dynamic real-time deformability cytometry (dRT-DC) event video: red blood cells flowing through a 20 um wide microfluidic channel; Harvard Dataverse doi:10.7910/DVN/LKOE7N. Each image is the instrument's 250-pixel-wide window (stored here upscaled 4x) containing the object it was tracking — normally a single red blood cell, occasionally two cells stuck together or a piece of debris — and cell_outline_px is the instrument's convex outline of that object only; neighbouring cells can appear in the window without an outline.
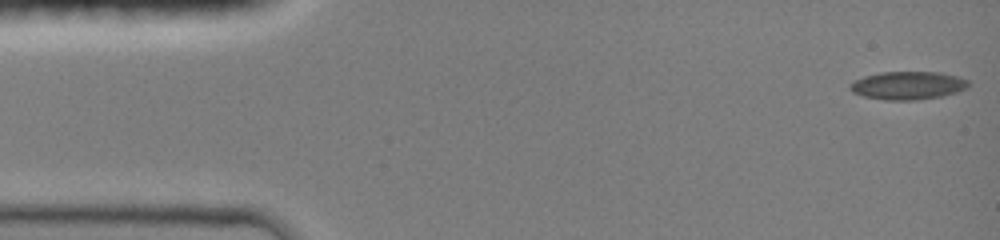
{"species": "common noctule bat (a hibernating species)", "species_latin": "Nyctalus noctula", "temperature_condition": "room temperature", "stored_images_in_passage": 31, "camera_frame_rate_fps": 3000, "um_per_image_px": 0.085, "animal": {"sex": "female", "body_mass_g": 19.0, "forearm_length_mm": 51.5}, "frame": {"image": 1, "passage_image": 1, "time_ms": 0.0, "image_size_px": [1000, 240], "cell_outline_px": [[968, 88], [944, 96], [916, 100], [884, 100], [864, 96], [852, 92], [848, 88], [856, 80], [864, 76], [880, 72], [940, 72], [956, 76], [968, 80]], "centroid_in_image_um": [77.18, 7.27], "position_along_channel_um": 7.8, "area_um2": 19.36}}
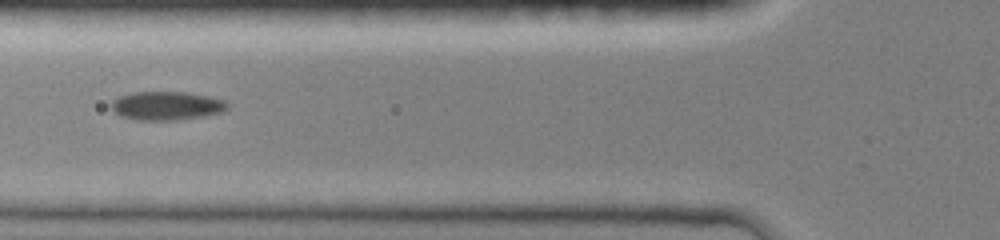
{"frame": {"image": 2, "passage_image": 20, "time_ms": 5.333, "image_size_px": [1000, 240], "cell_outline_px": [[228, 108], [224, 112], [204, 116], [176, 120], [140, 120], [120, 116], [112, 108], [112, 100], [116, 96], [132, 92], [188, 92], [208, 96], [224, 100], [228, 104]], "centroid_in_image_um": [14.17, 8.98], "position_along_channel_um": 111.6, "area_um2": 19.48}}
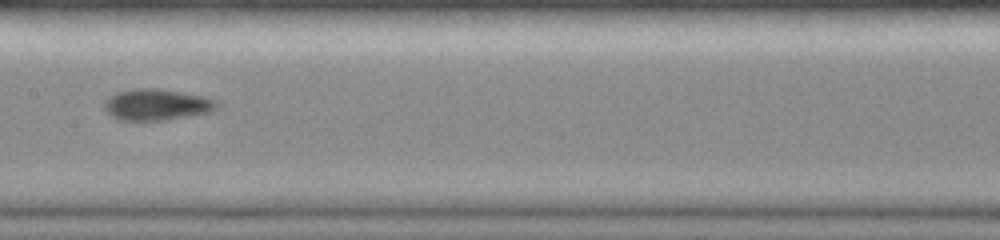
{"frame": {"image": 3, "passage_image": 30, "time_ms": 7.333, "image_size_px": [1000, 240], "cell_outline_px": [[216, 108], [208, 112], [188, 116], [164, 120], [116, 120], [104, 108], [104, 100], [116, 92], [136, 88], [156, 88], [204, 96], [216, 100]], "centroid_in_image_um": [13.26, 8.89], "position_along_channel_um": 194.1, "area_um2": 20.35}}